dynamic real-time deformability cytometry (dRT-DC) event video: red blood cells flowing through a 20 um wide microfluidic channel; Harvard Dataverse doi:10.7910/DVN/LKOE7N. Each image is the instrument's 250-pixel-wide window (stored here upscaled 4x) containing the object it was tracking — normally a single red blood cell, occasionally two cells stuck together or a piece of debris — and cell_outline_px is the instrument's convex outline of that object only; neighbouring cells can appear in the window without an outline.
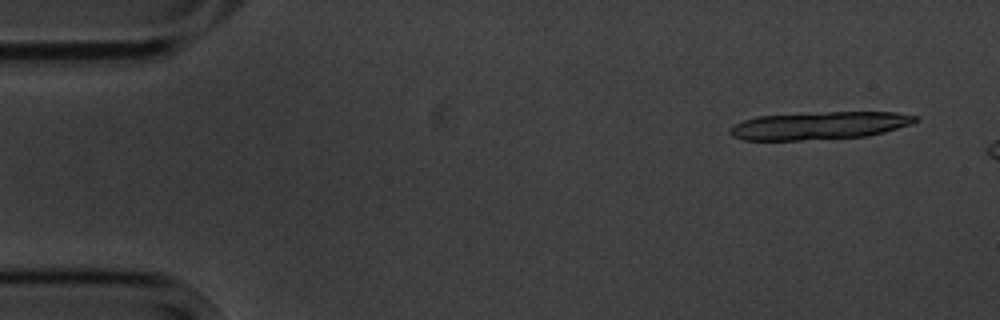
{"species": "common noctule bat (a hibernating species)", "species_latin": "Nyctalus noctula", "temperature_condition": "cold", "stored_images_in_passage": 3, "camera_frame_rate_fps": 3000, "um_per_image_px": 0.085, "animal": {"sex": "male", "body_mass_g": 20.1, "forearm_length_mm": 53.5}, "frame": {"image": 1, "passage_image": 1, "time_ms": 0.0, "image_size_px": [1000, 320], "cell_outline_px": [[920, 120], [912, 124], [884, 132], [868, 136], [800, 140], [744, 140], [732, 136], [728, 132], [736, 124], [744, 120], [756, 116], [828, 112], [896, 112], [916, 116]], "centroid_in_image_um": [69.68, 10.67], "position_along_channel_um": 15.3, "area_um2": 29.82}}